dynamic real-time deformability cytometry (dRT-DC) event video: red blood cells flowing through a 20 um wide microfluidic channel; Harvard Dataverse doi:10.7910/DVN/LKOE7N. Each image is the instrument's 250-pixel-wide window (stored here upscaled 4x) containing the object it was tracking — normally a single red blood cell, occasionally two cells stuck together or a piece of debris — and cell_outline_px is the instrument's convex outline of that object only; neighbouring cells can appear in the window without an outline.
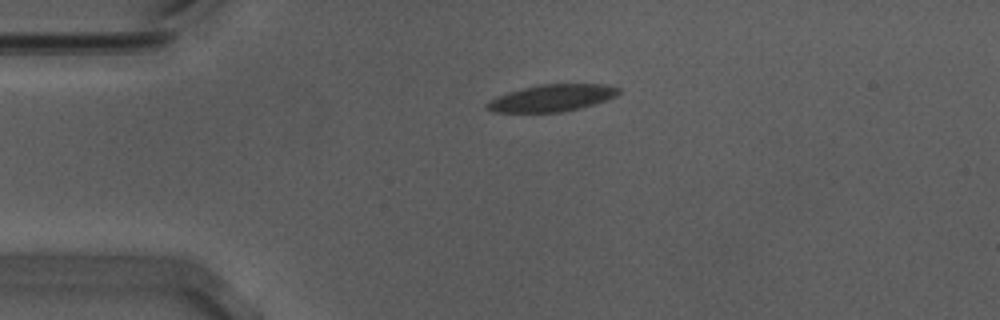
{"species": "Egyptian fruit bat (a non-hibernating species)", "species_latin": "Rousettus aegyptiacus", "temperature_condition": "warm", "stored_images_in_passage": 45, "camera_frame_rate_fps": 3000, "um_per_image_px": 0.085, "animal": {"sex": "male"}, "frame": {"image": 1, "passage_image": 1, "time_ms": 0.0, "image_size_px": [1000, 320], "cell_outline_px": [[620, 92], [616, 96], [592, 104], [560, 112], [496, 112], [488, 108], [484, 104], [500, 96], [512, 92], [544, 84], [604, 84], [620, 88]], "centroid_in_image_um": [46.97, 8.33], "position_along_channel_um": 38.0, "area_um2": 19.83}}
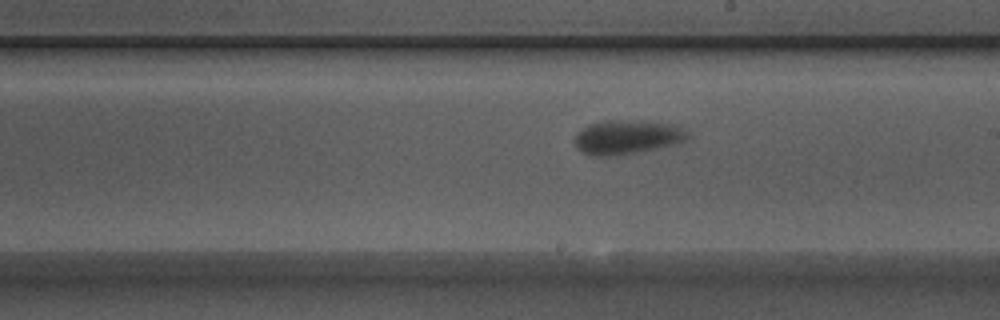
{"frame": {"image": 2, "passage_image": 20, "time_ms": 6.333, "image_size_px": [1000, 320], "cell_outline_px": [[688, 136], [684, 140], [672, 144], [632, 152], [608, 156], [596, 156], [584, 152], [576, 144], [576, 136], [588, 124], [664, 124], [676, 128], [684, 132]], "centroid_in_image_um": [53.22, 11.73], "position_along_channel_um": 235.8, "area_um2": 19.54}}
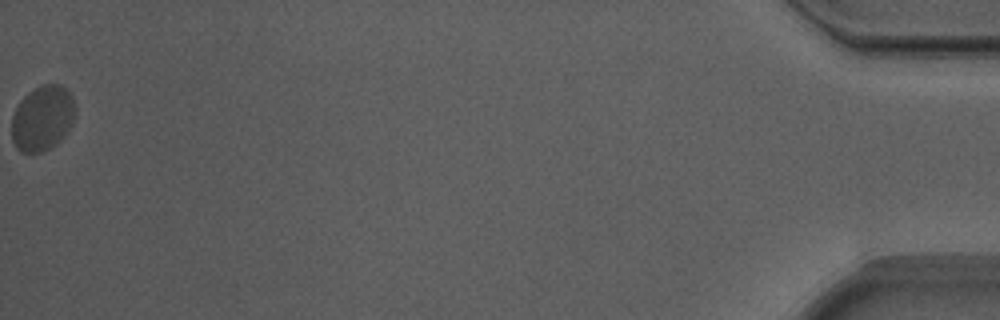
{"frame": {"image": 3, "passage_image": 45, "time_ms": 14.667, "image_size_px": [1000, 320], "cell_outline_px": [[76, 108], [72, 124], [64, 136], [48, 148], [40, 152], [20, 152], [16, 148], [12, 140], [12, 116], [20, 100], [28, 92], [40, 84], [60, 84], [72, 96]], "centroid_in_image_um": [3.6, 10.02], "position_along_channel_um": 431.6, "area_um2": 24.1}, "authors_computed_cell_mechanics": {"area_um2": 20.8658, "velocity_mm_per_s": 3.636, "shape_relaxation_time_tau1_ms": 5.9475, "shape_relaxation_time_tau2_ms": null, "deformation_change_tau1": 0.1624, "deformation_change_tau2": null}}